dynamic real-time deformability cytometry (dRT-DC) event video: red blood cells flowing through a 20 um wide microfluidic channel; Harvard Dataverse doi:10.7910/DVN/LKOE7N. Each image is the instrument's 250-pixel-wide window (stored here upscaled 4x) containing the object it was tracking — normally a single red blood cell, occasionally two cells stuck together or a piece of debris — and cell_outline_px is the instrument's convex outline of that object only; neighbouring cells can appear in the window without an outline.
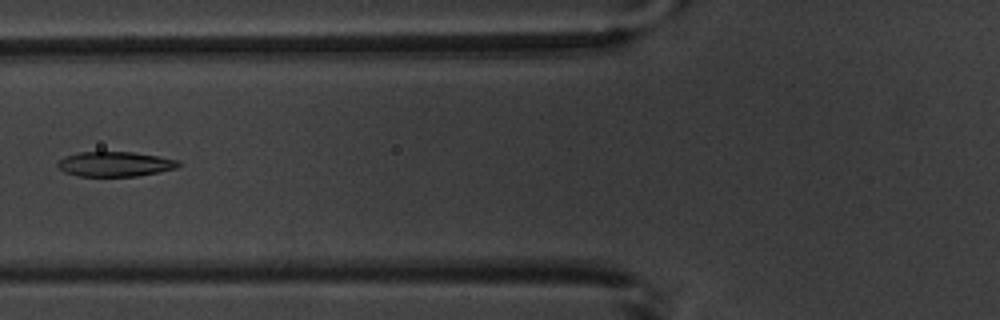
{"species": "common noctule bat (a hibernating species)", "species_latin": "Nyctalus noctula", "temperature_condition": "warm", "stored_images_in_passage": 7, "camera_frame_rate_fps": 3000, "um_per_image_px": 0.085, "animal": {"sex": "male", "body_mass_g": 20.1, "forearm_length_mm": 53.5}, "frame": {"image": 1, "passage_image": 6, "time_ms": 6.0, "image_size_px": [1000, 320], "cell_outline_px": [[180, 164], [176, 168], [160, 172], [136, 176], [80, 176], [64, 172], [56, 164], [64, 156], [80, 152], [132, 152], [180, 160]], "centroid_in_image_um": [9.78, 13.95], "position_along_channel_um": 116.0, "area_um2": 17.4}}
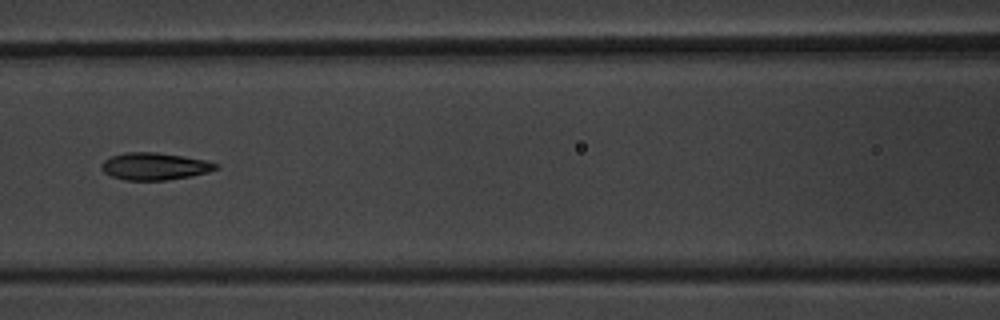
{"frame": {"image": 2, "passage_image": 7, "time_ms": 7.0, "image_size_px": [1000, 320], "cell_outline_px": [[220, 164], [216, 168], [208, 172], [168, 180], [124, 180], [112, 176], [104, 172], [100, 168], [100, 164], [104, 160], [112, 156], [124, 152], [156, 152], [208, 160]], "centroid_in_image_um": [13.12, 14.13], "position_along_channel_um": 153.5, "area_um2": 18.15}}